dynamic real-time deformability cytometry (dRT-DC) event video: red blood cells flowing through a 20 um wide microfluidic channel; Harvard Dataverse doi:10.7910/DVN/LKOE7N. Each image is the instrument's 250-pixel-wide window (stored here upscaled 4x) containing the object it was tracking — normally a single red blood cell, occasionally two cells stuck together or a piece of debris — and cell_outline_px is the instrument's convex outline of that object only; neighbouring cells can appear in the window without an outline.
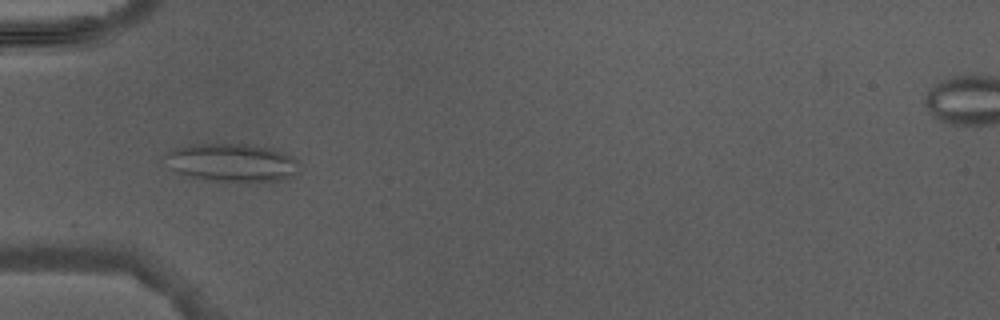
{"species": "Egyptian fruit bat (a non-hibernating species)", "species_latin": "Rousettus aegyptiacus", "temperature_condition": "warm", "stored_images_in_passage": 1, "camera_frame_rate_fps": 3000, "um_per_image_px": 0.085, "animal": {"sex": "male"}, "frame": {"image": 1, "passage_image": 1, "time_ms": 0.0, "image_size_px": [1000, 320], "cell_outline_px": [[300, 164], [284, 180], [268, 184], [236, 184], [204, 180], [188, 176], [176, 172], [172, 168], [164, 156], [172, 148], [188, 144], [248, 144], [272, 148], [284, 152], [292, 156]], "centroid_in_image_um": [19.72, 13.87], "position_along_channel_um": 65.3, "area_um2": 30.92}}